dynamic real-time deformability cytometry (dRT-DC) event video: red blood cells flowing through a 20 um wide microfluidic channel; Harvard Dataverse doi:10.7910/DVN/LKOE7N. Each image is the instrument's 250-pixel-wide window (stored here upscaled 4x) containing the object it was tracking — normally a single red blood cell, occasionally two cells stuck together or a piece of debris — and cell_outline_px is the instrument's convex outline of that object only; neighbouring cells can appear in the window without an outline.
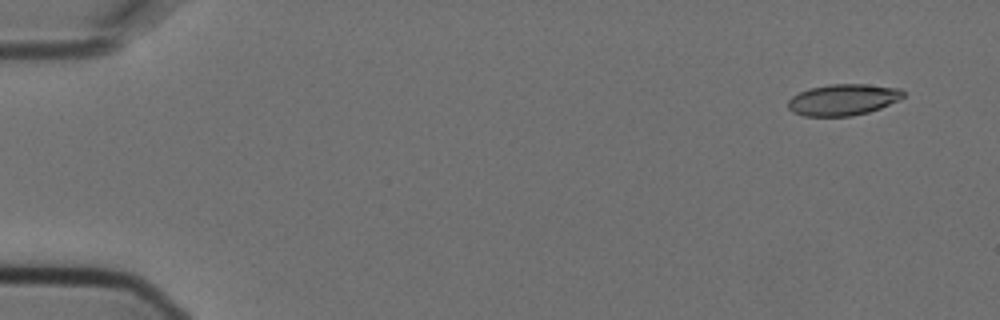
{"species": "Egyptian fruit bat (a non-hibernating species)", "species_latin": "Rousettus aegyptiacus", "temperature_condition": "cold", "stored_images_in_passage": 6, "camera_frame_rate_fps": 3000, "um_per_image_px": 0.085, "animal": {"sex": "female"}, "frame": {"image": 1, "passage_image": 1, "time_ms": 0.0, "image_size_px": [1000, 320], "cell_outline_px": [[904, 96], [900, 100], [880, 108], [868, 112], [852, 116], [804, 116], [792, 112], [788, 108], [788, 100], [792, 96], [808, 88], [828, 84], [864, 84], [900, 88], [904, 92]], "centroid_in_image_um": [71.65, 8.47], "position_along_channel_um": 13.3, "area_um2": 21.15}}
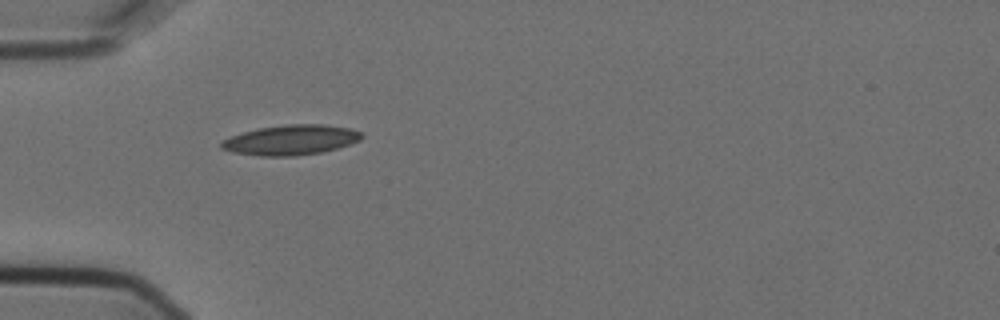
{"frame": {"image": 2, "passage_image": 5, "time_ms": 1.333, "image_size_px": [1000, 320], "cell_outline_px": [[364, 136], [360, 140], [336, 148], [320, 152], [296, 156], [260, 156], [232, 152], [220, 148], [220, 144], [224, 140], [232, 136], [256, 128], [288, 124], [324, 124], [352, 128], [360, 132]], "centroid_in_image_um": [24.73, 11.89], "position_along_channel_um": 60.3, "area_um2": 24.51}}
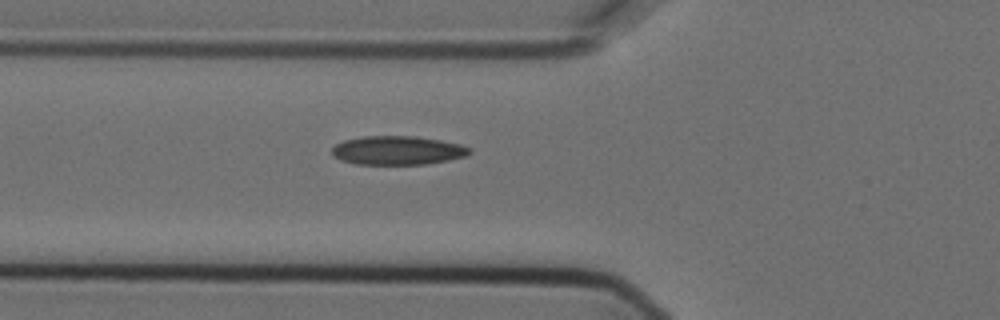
{"frame": {"image": 3, "passage_image": 6, "time_ms": 1.667, "image_size_px": [1000, 320], "cell_outline_px": [[472, 152], [464, 156], [448, 160], [424, 164], [356, 164], [340, 160], [332, 156], [332, 148], [336, 144], [344, 140], [364, 136], [416, 136], [440, 140], [460, 144], [472, 148]], "centroid_in_image_um": [33.78, 12.78], "position_along_channel_um": 92.0, "area_um2": 23.12}}